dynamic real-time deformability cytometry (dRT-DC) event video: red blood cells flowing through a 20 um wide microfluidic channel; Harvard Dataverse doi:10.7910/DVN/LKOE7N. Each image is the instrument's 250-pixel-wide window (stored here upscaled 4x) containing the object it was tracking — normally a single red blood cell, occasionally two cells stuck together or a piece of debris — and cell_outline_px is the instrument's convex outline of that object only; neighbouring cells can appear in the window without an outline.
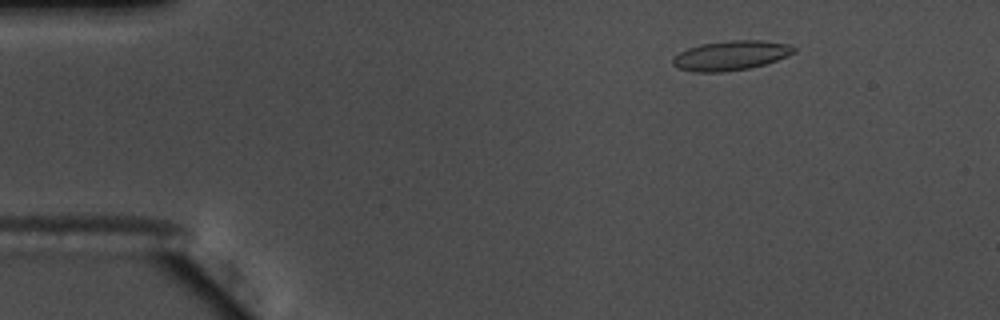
{"species": "common noctule bat (a hibernating species)", "species_latin": "Nyctalus noctula", "temperature_condition": "warm", "stored_images_in_passage": 49, "camera_frame_rate_fps": 3000, "um_per_image_px": 0.085, "animal": {"sex": "male", "body_mass_g": 17.5, "forearm_length_mm": 52.3}, "frame": {"image": 1, "passage_image": 1, "time_ms": 0.0, "image_size_px": [1000, 320], "cell_outline_px": [[796, 52], [788, 56], [764, 64], [748, 68], [724, 72], [692, 72], [676, 68], [672, 64], [672, 56], [688, 48], [700, 44], [728, 40], [760, 40], [788, 44], [796, 48]], "centroid_in_image_um": [62.08, 4.72], "position_along_channel_um": 22.9, "area_um2": 21.04}}
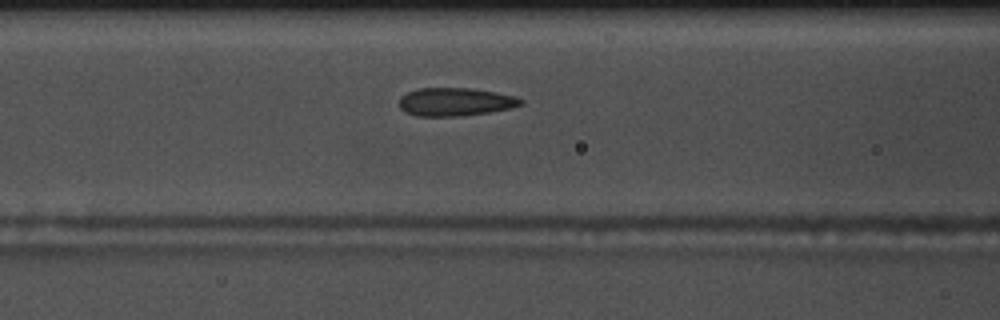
{"frame": {"image": 2, "passage_image": 16, "time_ms": 5.0, "image_size_px": [1000, 320], "cell_outline_px": [[524, 104], [508, 108], [488, 112], [460, 116], [416, 116], [404, 112], [400, 108], [400, 96], [408, 92], [420, 88], [468, 88], [496, 92], [516, 96], [524, 100]], "centroid_in_image_um": [38.69, 8.66], "position_along_channel_um": 127.9, "area_um2": 19.94}}
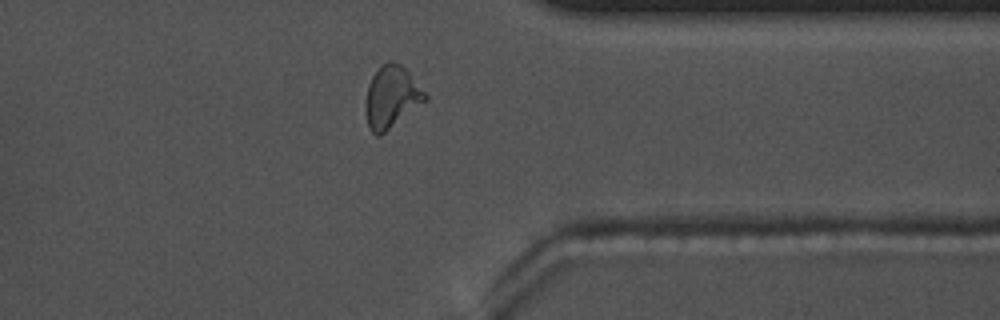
{"frame": {"image": 3, "passage_image": 37, "time_ms": 12.0, "image_size_px": [1000, 320], "cell_outline_px": [[428, 100], [380, 136], [376, 136], [368, 128], [364, 112], [364, 104], [368, 84], [372, 76], [388, 60], [392, 60], [400, 64], [408, 72], [428, 96]], "centroid_in_image_um": [33.25, 8.29], "position_along_channel_um": 378.1, "area_um2": 21.68}, "authors_computed_cell_mechanics": {"area_um2": 20.519, "velocity_mm_per_s": 3.6645, "shape_relaxation_time_tau1_ms": 10.2893, "shape_relaxation_time_tau2_ms": 1.071, "deformation_change_tau1": 0.2094, "deformation_change_tau2": 0.0708}}